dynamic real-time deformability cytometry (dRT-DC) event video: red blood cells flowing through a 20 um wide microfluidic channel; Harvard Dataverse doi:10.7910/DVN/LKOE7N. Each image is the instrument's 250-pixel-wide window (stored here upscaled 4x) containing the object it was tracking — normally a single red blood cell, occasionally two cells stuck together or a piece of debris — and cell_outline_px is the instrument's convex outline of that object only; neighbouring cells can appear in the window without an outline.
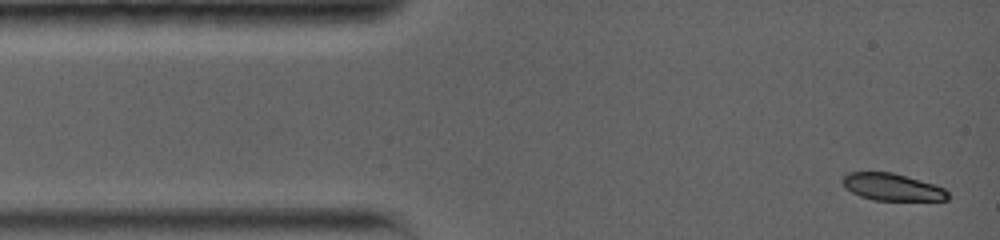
{"species": "common noctule bat (a hibernating species)", "species_latin": "Nyctalus noctula", "temperature_condition": "warm", "stored_images_in_passage": 36, "camera_frame_rate_fps": 5000, "um_per_image_px": 0.085, "animal": {"sex": "female", "body_mass_g": 19.0, "forearm_length_mm": 56.7}, "frame": {"image": 1, "passage_image": 1, "time_ms": 0.0, "image_size_px": [1000, 240], "cell_outline_px": [[948, 200], [872, 200], [860, 196], [844, 188], [840, 180], [848, 172], [892, 172], [920, 180], [944, 188], [948, 192]], "centroid_in_image_um": [75.78, 15.9], "position_along_channel_um": 9.2, "area_um2": 16.65}}
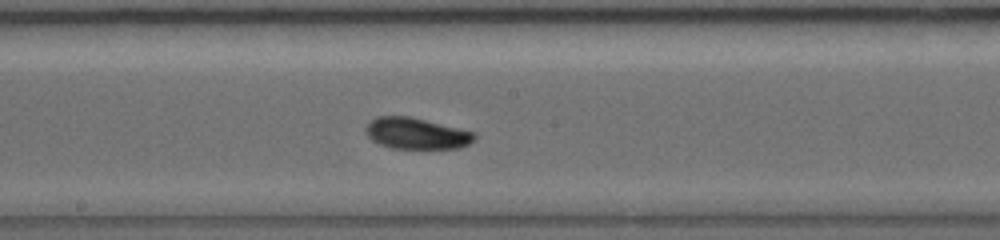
{"frame": {"image": 2, "passage_image": 21, "time_ms": 7.2, "image_size_px": [1000, 240], "cell_outline_px": [[476, 140], [460, 148], [392, 148], [380, 144], [372, 140], [368, 136], [364, 128], [376, 116], [408, 116], [476, 132]], "centroid_in_image_um": [35.41, 11.34], "position_along_channel_um": 212.8, "area_um2": 19.71}}
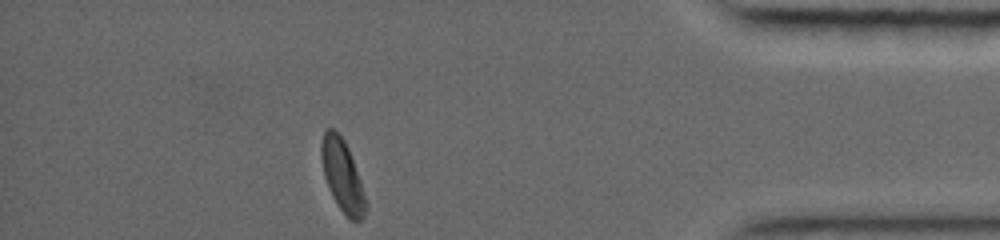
{"frame": {"image": 3, "passage_image": 36, "time_ms": 13.4, "image_size_px": [1000, 240], "cell_outline_px": [[368, 208], [364, 216], [360, 220], [348, 220], [336, 204], [332, 196], [324, 176], [320, 156], [320, 144], [324, 132], [328, 128], [332, 128], [344, 140], [348, 148], [360, 180]], "centroid_in_image_um": [29.09, 14.97], "position_along_channel_um": 406.1, "area_um2": 18.55}, "authors_computed_cell_mechanics": {"area_um2": 19.4208, "velocity_mm_per_s": 3.7926, "shape_relaxation_time_tau1_ms": 4.9529, "shape_relaxation_time_tau2_ms": null, "deformation_change_tau1": 0.1495, "deformation_change_tau2": null}}